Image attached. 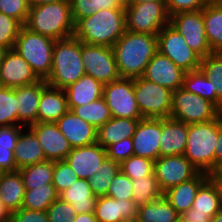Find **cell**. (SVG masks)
Segmentation results:
<instances>
[{"instance_id": "6da1fadb", "label": "cell", "mask_w": 222, "mask_h": 222, "mask_svg": "<svg viewBox=\"0 0 222 222\" xmlns=\"http://www.w3.org/2000/svg\"><path fill=\"white\" fill-rule=\"evenodd\" d=\"M120 77L139 78L158 51L157 35L129 32L112 46Z\"/></svg>"}, {"instance_id": "7a4b0ae2", "label": "cell", "mask_w": 222, "mask_h": 222, "mask_svg": "<svg viewBox=\"0 0 222 222\" xmlns=\"http://www.w3.org/2000/svg\"><path fill=\"white\" fill-rule=\"evenodd\" d=\"M125 9H101L75 24L74 36L90 45L112 47L125 33Z\"/></svg>"}, {"instance_id": "3957f363", "label": "cell", "mask_w": 222, "mask_h": 222, "mask_svg": "<svg viewBox=\"0 0 222 222\" xmlns=\"http://www.w3.org/2000/svg\"><path fill=\"white\" fill-rule=\"evenodd\" d=\"M24 27L54 40L73 36L75 24L70 0L30 7Z\"/></svg>"}, {"instance_id": "277c9868", "label": "cell", "mask_w": 222, "mask_h": 222, "mask_svg": "<svg viewBox=\"0 0 222 222\" xmlns=\"http://www.w3.org/2000/svg\"><path fill=\"white\" fill-rule=\"evenodd\" d=\"M85 74L81 58V41L74 35L55 40L51 74L45 80L47 84L65 89Z\"/></svg>"}, {"instance_id": "5b68a950", "label": "cell", "mask_w": 222, "mask_h": 222, "mask_svg": "<svg viewBox=\"0 0 222 222\" xmlns=\"http://www.w3.org/2000/svg\"><path fill=\"white\" fill-rule=\"evenodd\" d=\"M220 131V115L209 122L188 125L184 156L199 170H215V147Z\"/></svg>"}, {"instance_id": "8992f818", "label": "cell", "mask_w": 222, "mask_h": 222, "mask_svg": "<svg viewBox=\"0 0 222 222\" xmlns=\"http://www.w3.org/2000/svg\"><path fill=\"white\" fill-rule=\"evenodd\" d=\"M55 40L21 28L14 49L32 67L35 74L46 80L51 74L52 51Z\"/></svg>"}, {"instance_id": "52a82bcc", "label": "cell", "mask_w": 222, "mask_h": 222, "mask_svg": "<svg viewBox=\"0 0 222 222\" xmlns=\"http://www.w3.org/2000/svg\"><path fill=\"white\" fill-rule=\"evenodd\" d=\"M126 31L158 35L169 24L165 1L125 4Z\"/></svg>"}, {"instance_id": "ba28073f", "label": "cell", "mask_w": 222, "mask_h": 222, "mask_svg": "<svg viewBox=\"0 0 222 222\" xmlns=\"http://www.w3.org/2000/svg\"><path fill=\"white\" fill-rule=\"evenodd\" d=\"M134 94L142 118L163 119L170 117L173 91L145 79H133Z\"/></svg>"}, {"instance_id": "9c48e42d", "label": "cell", "mask_w": 222, "mask_h": 222, "mask_svg": "<svg viewBox=\"0 0 222 222\" xmlns=\"http://www.w3.org/2000/svg\"><path fill=\"white\" fill-rule=\"evenodd\" d=\"M222 112L209 100L186 91L182 87L173 91L170 117L187 125L216 119Z\"/></svg>"}, {"instance_id": "30bf717a", "label": "cell", "mask_w": 222, "mask_h": 222, "mask_svg": "<svg viewBox=\"0 0 222 222\" xmlns=\"http://www.w3.org/2000/svg\"><path fill=\"white\" fill-rule=\"evenodd\" d=\"M158 51L170 58L185 72L200 69L201 57L185 42L183 36L170 24L157 35Z\"/></svg>"}, {"instance_id": "8fae6325", "label": "cell", "mask_w": 222, "mask_h": 222, "mask_svg": "<svg viewBox=\"0 0 222 222\" xmlns=\"http://www.w3.org/2000/svg\"><path fill=\"white\" fill-rule=\"evenodd\" d=\"M103 98L112 117L143 119L134 94L133 79L120 77L105 84Z\"/></svg>"}, {"instance_id": "7c38bea8", "label": "cell", "mask_w": 222, "mask_h": 222, "mask_svg": "<svg viewBox=\"0 0 222 222\" xmlns=\"http://www.w3.org/2000/svg\"><path fill=\"white\" fill-rule=\"evenodd\" d=\"M81 58L85 73L103 85L120 78L112 47L81 42Z\"/></svg>"}, {"instance_id": "4fadbf2b", "label": "cell", "mask_w": 222, "mask_h": 222, "mask_svg": "<svg viewBox=\"0 0 222 222\" xmlns=\"http://www.w3.org/2000/svg\"><path fill=\"white\" fill-rule=\"evenodd\" d=\"M169 24L183 36L188 46L201 58L212 53L206 37L203 9L172 15Z\"/></svg>"}, {"instance_id": "5bb4252c", "label": "cell", "mask_w": 222, "mask_h": 222, "mask_svg": "<svg viewBox=\"0 0 222 222\" xmlns=\"http://www.w3.org/2000/svg\"><path fill=\"white\" fill-rule=\"evenodd\" d=\"M199 173L184 154L159 156L154 162V174L163 193L180 183L191 180Z\"/></svg>"}, {"instance_id": "9a60e30c", "label": "cell", "mask_w": 222, "mask_h": 222, "mask_svg": "<svg viewBox=\"0 0 222 222\" xmlns=\"http://www.w3.org/2000/svg\"><path fill=\"white\" fill-rule=\"evenodd\" d=\"M28 127L35 133L46 160L60 161L66 159L72 147L56 123L37 122Z\"/></svg>"}, {"instance_id": "2e32d148", "label": "cell", "mask_w": 222, "mask_h": 222, "mask_svg": "<svg viewBox=\"0 0 222 222\" xmlns=\"http://www.w3.org/2000/svg\"><path fill=\"white\" fill-rule=\"evenodd\" d=\"M41 79L15 49L8 50L0 63V81L3 87L17 88L34 84Z\"/></svg>"}, {"instance_id": "e0dca14e", "label": "cell", "mask_w": 222, "mask_h": 222, "mask_svg": "<svg viewBox=\"0 0 222 222\" xmlns=\"http://www.w3.org/2000/svg\"><path fill=\"white\" fill-rule=\"evenodd\" d=\"M161 119L139 120L132 137L134 156L155 161L160 156Z\"/></svg>"}, {"instance_id": "ac0fdd59", "label": "cell", "mask_w": 222, "mask_h": 222, "mask_svg": "<svg viewBox=\"0 0 222 222\" xmlns=\"http://www.w3.org/2000/svg\"><path fill=\"white\" fill-rule=\"evenodd\" d=\"M185 73L170 58L157 51L149 61L143 77L171 91H175L182 87Z\"/></svg>"}, {"instance_id": "d6986e66", "label": "cell", "mask_w": 222, "mask_h": 222, "mask_svg": "<svg viewBox=\"0 0 222 222\" xmlns=\"http://www.w3.org/2000/svg\"><path fill=\"white\" fill-rule=\"evenodd\" d=\"M106 158V149L96 142L88 146L72 148L65 160L79 179L88 180L98 172Z\"/></svg>"}, {"instance_id": "ffe728a7", "label": "cell", "mask_w": 222, "mask_h": 222, "mask_svg": "<svg viewBox=\"0 0 222 222\" xmlns=\"http://www.w3.org/2000/svg\"><path fill=\"white\" fill-rule=\"evenodd\" d=\"M94 215L98 222H135L138 206L132 199H114L109 196L97 198Z\"/></svg>"}, {"instance_id": "44dd1931", "label": "cell", "mask_w": 222, "mask_h": 222, "mask_svg": "<svg viewBox=\"0 0 222 222\" xmlns=\"http://www.w3.org/2000/svg\"><path fill=\"white\" fill-rule=\"evenodd\" d=\"M55 123L72 148L88 146L97 142V129L71 110H68Z\"/></svg>"}, {"instance_id": "7402d4cb", "label": "cell", "mask_w": 222, "mask_h": 222, "mask_svg": "<svg viewBox=\"0 0 222 222\" xmlns=\"http://www.w3.org/2000/svg\"><path fill=\"white\" fill-rule=\"evenodd\" d=\"M222 210V204L213 183L207 179L198 189L192 207L183 214L192 222H210Z\"/></svg>"}, {"instance_id": "603a6c76", "label": "cell", "mask_w": 222, "mask_h": 222, "mask_svg": "<svg viewBox=\"0 0 222 222\" xmlns=\"http://www.w3.org/2000/svg\"><path fill=\"white\" fill-rule=\"evenodd\" d=\"M47 85L43 79L40 81L15 88L17 98V126L28 127L37 123V113L42 89ZM22 122V123H21Z\"/></svg>"}, {"instance_id": "cb8c5ba5", "label": "cell", "mask_w": 222, "mask_h": 222, "mask_svg": "<svg viewBox=\"0 0 222 222\" xmlns=\"http://www.w3.org/2000/svg\"><path fill=\"white\" fill-rule=\"evenodd\" d=\"M188 125L171 117L161 119L160 156L184 154Z\"/></svg>"}, {"instance_id": "d4e9b609", "label": "cell", "mask_w": 222, "mask_h": 222, "mask_svg": "<svg viewBox=\"0 0 222 222\" xmlns=\"http://www.w3.org/2000/svg\"><path fill=\"white\" fill-rule=\"evenodd\" d=\"M69 110L64 89L46 85L42 89L37 122L55 123Z\"/></svg>"}, {"instance_id": "484cf974", "label": "cell", "mask_w": 222, "mask_h": 222, "mask_svg": "<svg viewBox=\"0 0 222 222\" xmlns=\"http://www.w3.org/2000/svg\"><path fill=\"white\" fill-rule=\"evenodd\" d=\"M208 179V174L200 172L196 177L164 192V197L179 215L185 214L193 205L200 186Z\"/></svg>"}, {"instance_id": "4316f807", "label": "cell", "mask_w": 222, "mask_h": 222, "mask_svg": "<svg viewBox=\"0 0 222 222\" xmlns=\"http://www.w3.org/2000/svg\"><path fill=\"white\" fill-rule=\"evenodd\" d=\"M103 84L90 75H83L64 89L68 107H78L103 97Z\"/></svg>"}, {"instance_id": "83f0119b", "label": "cell", "mask_w": 222, "mask_h": 222, "mask_svg": "<svg viewBox=\"0 0 222 222\" xmlns=\"http://www.w3.org/2000/svg\"><path fill=\"white\" fill-rule=\"evenodd\" d=\"M139 120L112 117L97 129V143L106 149L120 140L132 138Z\"/></svg>"}, {"instance_id": "f1b7e54d", "label": "cell", "mask_w": 222, "mask_h": 222, "mask_svg": "<svg viewBox=\"0 0 222 222\" xmlns=\"http://www.w3.org/2000/svg\"><path fill=\"white\" fill-rule=\"evenodd\" d=\"M66 203H70L76 214L94 213L97 196L93 194L88 180L77 179L73 185L59 194Z\"/></svg>"}, {"instance_id": "f546056e", "label": "cell", "mask_w": 222, "mask_h": 222, "mask_svg": "<svg viewBox=\"0 0 222 222\" xmlns=\"http://www.w3.org/2000/svg\"><path fill=\"white\" fill-rule=\"evenodd\" d=\"M27 129V133L26 130L23 132L24 129L20 132L14 150L18 170L46 160L35 133L29 127Z\"/></svg>"}, {"instance_id": "4dcf8cb0", "label": "cell", "mask_w": 222, "mask_h": 222, "mask_svg": "<svg viewBox=\"0 0 222 222\" xmlns=\"http://www.w3.org/2000/svg\"><path fill=\"white\" fill-rule=\"evenodd\" d=\"M25 186L20 172H0V200L10 213L22 208Z\"/></svg>"}, {"instance_id": "1f68e13d", "label": "cell", "mask_w": 222, "mask_h": 222, "mask_svg": "<svg viewBox=\"0 0 222 222\" xmlns=\"http://www.w3.org/2000/svg\"><path fill=\"white\" fill-rule=\"evenodd\" d=\"M206 37L212 52H222V4L211 0L203 8Z\"/></svg>"}, {"instance_id": "d6a6232c", "label": "cell", "mask_w": 222, "mask_h": 222, "mask_svg": "<svg viewBox=\"0 0 222 222\" xmlns=\"http://www.w3.org/2000/svg\"><path fill=\"white\" fill-rule=\"evenodd\" d=\"M182 88L212 102L222 112V101L216 96L212 81L201 69L186 72Z\"/></svg>"}, {"instance_id": "836d02e7", "label": "cell", "mask_w": 222, "mask_h": 222, "mask_svg": "<svg viewBox=\"0 0 222 222\" xmlns=\"http://www.w3.org/2000/svg\"><path fill=\"white\" fill-rule=\"evenodd\" d=\"M178 216L177 211L162 196L154 202L138 206V217L135 222H175Z\"/></svg>"}, {"instance_id": "e575fe53", "label": "cell", "mask_w": 222, "mask_h": 222, "mask_svg": "<svg viewBox=\"0 0 222 222\" xmlns=\"http://www.w3.org/2000/svg\"><path fill=\"white\" fill-rule=\"evenodd\" d=\"M18 171L23 179L25 190H31L33 187L52 183L54 161L45 160L37 164L23 167Z\"/></svg>"}, {"instance_id": "d590c367", "label": "cell", "mask_w": 222, "mask_h": 222, "mask_svg": "<svg viewBox=\"0 0 222 222\" xmlns=\"http://www.w3.org/2000/svg\"><path fill=\"white\" fill-rule=\"evenodd\" d=\"M70 4L74 24L101 9H125L124 0H70Z\"/></svg>"}, {"instance_id": "8d00e7d4", "label": "cell", "mask_w": 222, "mask_h": 222, "mask_svg": "<svg viewBox=\"0 0 222 222\" xmlns=\"http://www.w3.org/2000/svg\"><path fill=\"white\" fill-rule=\"evenodd\" d=\"M75 115L79 116L89 124L93 125L96 129L104 125L109 119L112 118L109 107L103 97L81 105L78 107H68Z\"/></svg>"}, {"instance_id": "74e56055", "label": "cell", "mask_w": 222, "mask_h": 222, "mask_svg": "<svg viewBox=\"0 0 222 222\" xmlns=\"http://www.w3.org/2000/svg\"><path fill=\"white\" fill-rule=\"evenodd\" d=\"M58 197L59 194L52 183L33 187L31 190H25L22 208L46 211Z\"/></svg>"}, {"instance_id": "f35d334b", "label": "cell", "mask_w": 222, "mask_h": 222, "mask_svg": "<svg viewBox=\"0 0 222 222\" xmlns=\"http://www.w3.org/2000/svg\"><path fill=\"white\" fill-rule=\"evenodd\" d=\"M132 200L137 206L154 202L164 196L155 174L132 179Z\"/></svg>"}, {"instance_id": "ab89813d", "label": "cell", "mask_w": 222, "mask_h": 222, "mask_svg": "<svg viewBox=\"0 0 222 222\" xmlns=\"http://www.w3.org/2000/svg\"><path fill=\"white\" fill-rule=\"evenodd\" d=\"M120 171V163L108 157L102 162L98 172L88 179L93 194L97 197L107 196L111 181Z\"/></svg>"}, {"instance_id": "60d3db41", "label": "cell", "mask_w": 222, "mask_h": 222, "mask_svg": "<svg viewBox=\"0 0 222 222\" xmlns=\"http://www.w3.org/2000/svg\"><path fill=\"white\" fill-rule=\"evenodd\" d=\"M200 69L212 81L216 96L222 101V52H212L201 58Z\"/></svg>"}, {"instance_id": "b9f144b4", "label": "cell", "mask_w": 222, "mask_h": 222, "mask_svg": "<svg viewBox=\"0 0 222 222\" xmlns=\"http://www.w3.org/2000/svg\"><path fill=\"white\" fill-rule=\"evenodd\" d=\"M17 98L15 88L0 89V127L17 125Z\"/></svg>"}, {"instance_id": "7bdbcfd3", "label": "cell", "mask_w": 222, "mask_h": 222, "mask_svg": "<svg viewBox=\"0 0 222 222\" xmlns=\"http://www.w3.org/2000/svg\"><path fill=\"white\" fill-rule=\"evenodd\" d=\"M154 162L151 159L130 156L120 164V170L131 180L154 174Z\"/></svg>"}, {"instance_id": "ee69618b", "label": "cell", "mask_w": 222, "mask_h": 222, "mask_svg": "<svg viewBox=\"0 0 222 222\" xmlns=\"http://www.w3.org/2000/svg\"><path fill=\"white\" fill-rule=\"evenodd\" d=\"M23 25L16 19L0 12V46L11 50Z\"/></svg>"}, {"instance_id": "f6af8a7d", "label": "cell", "mask_w": 222, "mask_h": 222, "mask_svg": "<svg viewBox=\"0 0 222 222\" xmlns=\"http://www.w3.org/2000/svg\"><path fill=\"white\" fill-rule=\"evenodd\" d=\"M77 179L75 171L66 160L54 161L52 184L58 194L73 185Z\"/></svg>"}, {"instance_id": "bcb514c9", "label": "cell", "mask_w": 222, "mask_h": 222, "mask_svg": "<svg viewBox=\"0 0 222 222\" xmlns=\"http://www.w3.org/2000/svg\"><path fill=\"white\" fill-rule=\"evenodd\" d=\"M107 196L121 200L132 199V180L120 170L111 181Z\"/></svg>"}, {"instance_id": "7dc6e473", "label": "cell", "mask_w": 222, "mask_h": 222, "mask_svg": "<svg viewBox=\"0 0 222 222\" xmlns=\"http://www.w3.org/2000/svg\"><path fill=\"white\" fill-rule=\"evenodd\" d=\"M49 222H73L76 217L75 209L70 203L57 198L46 210Z\"/></svg>"}, {"instance_id": "c3c4849f", "label": "cell", "mask_w": 222, "mask_h": 222, "mask_svg": "<svg viewBox=\"0 0 222 222\" xmlns=\"http://www.w3.org/2000/svg\"><path fill=\"white\" fill-rule=\"evenodd\" d=\"M27 0H0V12L18 20L23 26L29 14Z\"/></svg>"}, {"instance_id": "681fc988", "label": "cell", "mask_w": 222, "mask_h": 222, "mask_svg": "<svg viewBox=\"0 0 222 222\" xmlns=\"http://www.w3.org/2000/svg\"><path fill=\"white\" fill-rule=\"evenodd\" d=\"M106 154L109 159L121 164L130 156L134 155L132 138H126L108 146L106 148Z\"/></svg>"}, {"instance_id": "f907efd6", "label": "cell", "mask_w": 222, "mask_h": 222, "mask_svg": "<svg viewBox=\"0 0 222 222\" xmlns=\"http://www.w3.org/2000/svg\"><path fill=\"white\" fill-rule=\"evenodd\" d=\"M211 0H165L170 16L180 12L202 10Z\"/></svg>"}, {"instance_id": "816d5d0a", "label": "cell", "mask_w": 222, "mask_h": 222, "mask_svg": "<svg viewBox=\"0 0 222 222\" xmlns=\"http://www.w3.org/2000/svg\"><path fill=\"white\" fill-rule=\"evenodd\" d=\"M10 222H49L46 211L21 208L11 213Z\"/></svg>"}, {"instance_id": "f5cc1de1", "label": "cell", "mask_w": 222, "mask_h": 222, "mask_svg": "<svg viewBox=\"0 0 222 222\" xmlns=\"http://www.w3.org/2000/svg\"><path fill=\"white\" fill-rule=\"evenodd\" d=\"M25 126L9 125L0 127V147L15 148L22 129Z\"/></svg>"}, {"instance_id": "db71d44e", "label": "cell", "mask_w": 222, "mask_h": 222, "mask_svg": "<svg viewBox=\"0 0 222 222\" xmlns=\"http://www.w3.org/2000/svg\"><path fill=\"white\" fill-rule=\"evenodd\" d=\"M14 150L15 148L0 147V172H15L18 170Z\"/></svg>"}, {"instance_id": "11a10c76", "label": "cell", "mask_w": 222, "mask_h": 222, "mask_svg": "<svg viewBox=\"0 0 222 222\" xmlns=\"http://www.w3.org/2000/svg\"><path fill=\"white\" fill-rule=\"evenodd\" d=\"M222 162V113L220 114V131L215 147V169Z\"/></svg>"}, {"instance_id": "9f6ffc18", "label": "cell", "mask_w": 222, "mask_h": 222, "mask_svg": "<svg viewBox=\"0 0 222 222\" xmlns=\"http://www.w3.org/2000/svg\"><path fill=\"white\" fill-rule=\"evenodd\" d=\"M208 179L213 183L222 204V175H217L214 171L208 174Z\"/></svg>"}, {"instance_id": "6f0895ef", "label": "cell", "mask_w": 222, "mask_h": 222, "mask_svg": "<svg viewBox=\"0 0 222 222\" xmlns=\"http://www.w3.org/2000/svg\"><path fill=\"white\" fill-rule=\"evenodd\" d=\"M73 222H98L94 213H80L76 214Z\"/></svg>"}, {"instance_id": "680465c9", "label": "cell", "mask_w": 222, "mask_h": 222, "mask_svg": "<svg viewBox=\"0 0 222 222\" xmlns=\"http://www.w3.org/2000/svg\"><path fill=\"white\" fill-rule=\"evenodd\" d=\"M11 213L0 200V222H10Z\"/></svg>"}, {"instance_id": "91938a15", "label": "cell", "mask_w": 222, "mask_h": 222, "mask_svg": "<svg viewBox=\"0 0 222 222\" xmlns=\"http://www.w3.org/2000/svg\"><path fill=\"white\" fill-rule=\"evenodd\" d=\"M63 0H27L29 7H34L38 5H44L49 3H55Z\"/></svg>"}, {"instance_id": "94428289", "label": "cell", "mask_w": 222, "mask_h": 222, "mask_svg": "<svg viewBox=\"0 0 222 222\" xmlns=\"http://www.w3.org/2000/svg\"><path fill=\"white\" fill-rule=\"evenodd\" d=\"M125 4H139L148 1H165V0H124Z\"/></svg>"}, {"instance_id": "6125c7cd", "label": "cell", "mask_w": 222, "mask_h": 222, "mask_svg": "<svg viewBox=\"0 0 222 222\" xmlns=\"http://www.w3.org/2000/svg\"><path fill=\"white\" fill-rule=\"evenodd\" d=\"M210 222H222V210L218 213H216L212 218Z\"/></svg>"}, {"instance_id": "be15d7a7", "label": "cell", "mask_w": 222, "mask_h": 222, "mask_svg": "<svg viewBox=\"0 0 222 222\" xmlns=\"http://www.w3.org/2000/svg\"><path fill=\"white\" fill-rule=\"evenodd\" d=\"M7 51H8V49L4 48L3 46H0V63L4 59V56Z\"/></svg>"}, {"instance_id": "e7e4bbea", "label": "cell", "mask_w": 222, "mask_h": 222, "mask_svg": "<svg viewBox=\"0 0 222 222\" xmlns=\"http://www.w3.org/2000/svg\"><path fill=\"white\" fill-rule=\"evenodd\" d=\"M175 222H192V221L188 220L187 217L184 215H179Z\"/></svg>"}, {"instance_id": "03108f58", "label": "cell", "mask_w": 222, "mask_h": 222, "mask_svg": "<svg viewBox=\"0 0 222 222\" xmlns=\"http://www.w3.org/2000/svg\"><path fill=\"white\" fill-rule=\"evenodd\" d=\"M214 172L217 174V175H222V162H220L216 169L214 170Z\"/></svg>"}]
</instances>
